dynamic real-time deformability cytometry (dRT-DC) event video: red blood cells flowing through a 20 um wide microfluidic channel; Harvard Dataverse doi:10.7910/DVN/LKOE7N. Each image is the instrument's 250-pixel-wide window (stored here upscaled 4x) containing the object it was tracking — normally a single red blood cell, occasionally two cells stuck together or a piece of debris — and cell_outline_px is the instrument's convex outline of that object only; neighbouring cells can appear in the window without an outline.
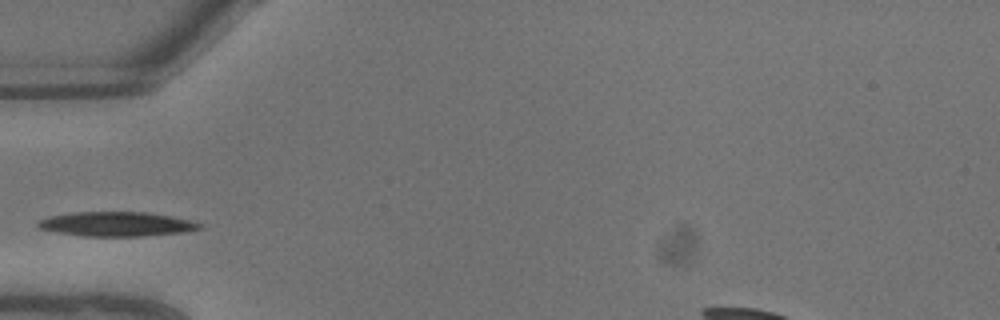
{"species": "common noctule bat (a hibernating species)", "species_latin": "Nyctalus noctula", "temperature_condition": "warm", "stored_images_in_passage": 3, "camera_frame_rate_fps": 3000, "um_per_image_px": 0.085, "animal": {"sex": "male", "body_mass_g": 13.3}, "frame": {"image": 1, "passage_image": 1, "time_ms": 0.0, "image_size_px": [1000, 320], "cell_outline_px": [[204, 228], [184, 232], [144, 236], [84, 236], [60, 232], [40, 228], [36, 224], [40, 220], [48, 216], [72, 212], [148, 212], [172, 216], [204, 224]], "centroid_in_image_um": [9.96, 19.04], "position_along_channel_um": 75.0, "area_um2": 23.0}}
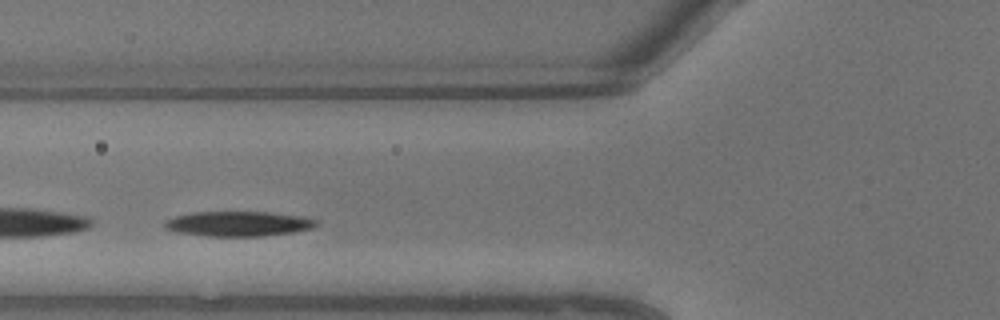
{"frame": {"image": 2, "passage_image": 2, "time_ms": 0.333, "image_size_px": [1000, 320], "cell_outline_px": [[320, 224], [312, 228], [292, 232], [260, 236], [208, 236], [176, 232], [164, 228], [164, 224], [168, 220], [176, 216], [192, 212], [268, 212], [304, 216], [316, 220]], "centroid_in_image_um": [20.28, 19.01], "position_along_channel_um": 105.5, "area_um2": 21.96}}